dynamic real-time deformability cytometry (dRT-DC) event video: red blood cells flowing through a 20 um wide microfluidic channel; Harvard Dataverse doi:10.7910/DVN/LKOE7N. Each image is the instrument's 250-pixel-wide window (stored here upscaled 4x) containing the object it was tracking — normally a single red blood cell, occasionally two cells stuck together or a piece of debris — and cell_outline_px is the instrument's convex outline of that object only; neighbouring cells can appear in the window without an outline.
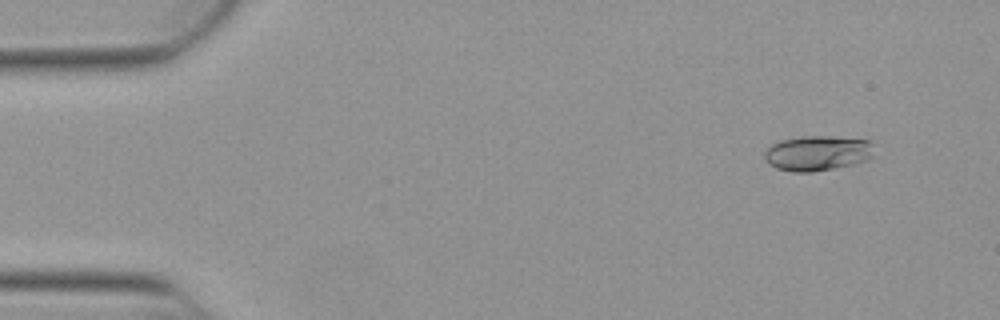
{"species": "Egyptian fruit bat (a non-hibernating species)", "species_latin": "Rousettus aegyptiacus", "temperature_condition": "warm", "stored_images_in_passage": 49, "camera_frame_rate_fps": 3000, "um_per_image_px": 0.085, "animal": {"sex": "female"}, "frame": {"image": 1, "passage_image": 1, "time_ms": 0.0, "image_size_px": [1000, 320], "cell_outline_px": [[876, 156], [868, 160], [856, 164], [812, 172], [792, 172], [776, 168], [768, 164], [764, 160], [764, 152], [772, 144], [780, 140], [800, 136], [828, 136], [872, 140]], "centroid_in_image_um": [69.53, 13.02], "position_along_channel_um": 15.5, "area_um2": 23.0}}
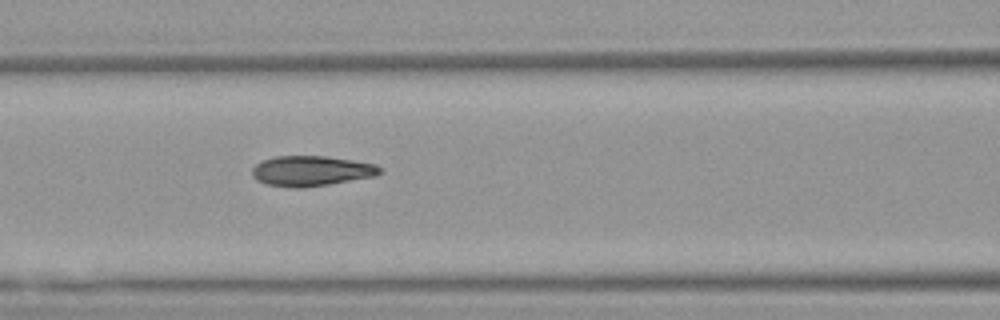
{"frame": {"image": 2, "passage_image": 19, "time_ms": 6.0, "image_size_px": [1000, 320], "cell_outline_px": [[384, 172], [376, 176], [328, 184], [300, 188], [288, 188], [264, 184], [256, 180], [252, 176], [252, 168], [256, 164], [264, 160], [276, 156], [324, 156], [352, 160], [376, 164], [384, 168]], "centroid_in_image_um": [26.47, 14.54], "position_along_channel_um": 140.1, "area_um2": 22.72}}
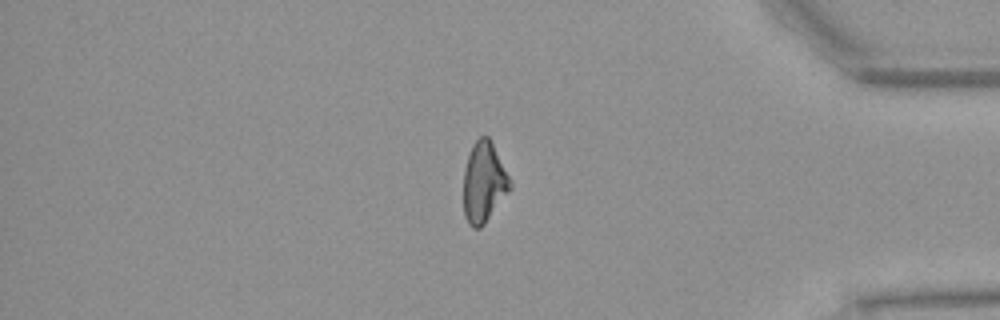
{"frame": {"image": 3, "passage_image": 41, "time_ms": 13.333, "image_size_px": [1000, 320], "cell_outline_px": [[512, 188], [484, 224], [480, 228], [472, 228], [468, 224], [464, 216], [464, 168], [472, 144], [480, 136], [488, 136], [512, 184]], "centroid_in_image_um": [41.11, 15.53], "position_along_channel_um": 394.1, "area_um2": 21.56}, "authors_computed_cell_mechanics": {"area_um2": 22.253, "velocity_mm_per_s": 3.8693, "shape_relaxation_time_tau1_ms": 8.3611, "shape_relaxation_time_tau2_ms": 1.7186, "deformation_change_tau1": 0.2376, "deformation_change_tau2": 0.0757}}